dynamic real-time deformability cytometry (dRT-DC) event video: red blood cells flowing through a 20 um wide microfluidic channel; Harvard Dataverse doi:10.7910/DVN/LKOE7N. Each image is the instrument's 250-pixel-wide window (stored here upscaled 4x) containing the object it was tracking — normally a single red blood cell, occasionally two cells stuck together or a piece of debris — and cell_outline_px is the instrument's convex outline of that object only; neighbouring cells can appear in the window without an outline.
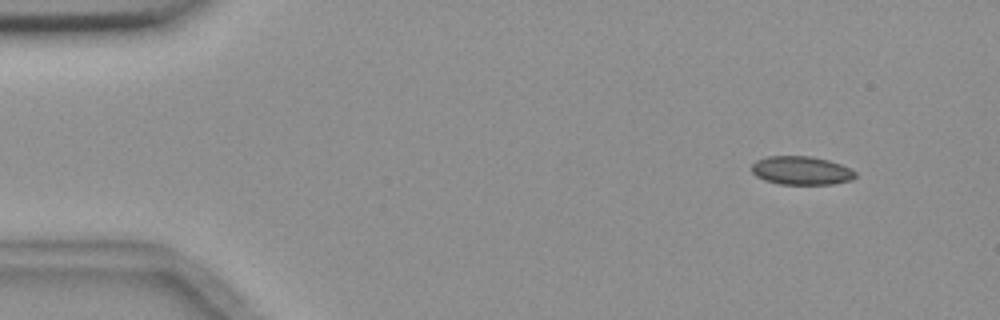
{"species": "common noctule bat (a hibernating species)", "species_latin": "Nyctalus noctula", "temperature_condition": "room temperature", "stored_images_in_passage": 4, "camera_frame_rate_fps": 3000, "um_per_image_px": 0.085, "animal": {"sex": "female", "body_mass_g": 18.4}, "frame": {"image": 1, "passage_image": 1, "time_ms": 0.0, "image_size_px": [1000, 320], "cell_outline_px": [[856, 176], [852, 180], [832, 184], [780, 184], [764, 180], [756, 176], [752, 172], [752, 164], [756, 160], [768, 156], [812, 156], [828, 160], [840, 164], [856, 172]], "centroid_in_image_um": [68.1, 14.49], "position_along_channel_um": 16.9, "area_um2": 17.22}}